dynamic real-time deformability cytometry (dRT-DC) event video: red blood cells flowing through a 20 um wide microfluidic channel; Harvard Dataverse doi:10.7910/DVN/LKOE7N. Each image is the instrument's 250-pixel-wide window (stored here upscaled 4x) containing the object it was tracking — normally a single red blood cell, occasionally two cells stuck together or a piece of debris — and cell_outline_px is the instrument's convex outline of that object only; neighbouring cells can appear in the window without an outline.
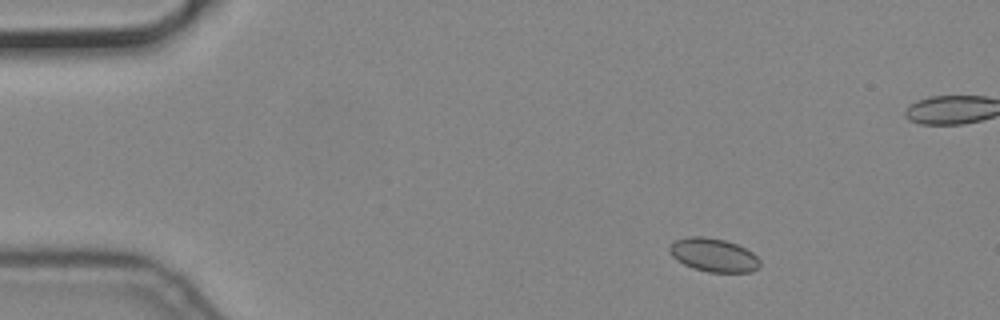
{"species": "common noctule bat (a hibernating species)", "species_latin": "Nyctalus noctula", "temperature_condition": "cold", "stored_images_in_passage": 54, "camera_frame_rate_fps": 3000, "um_per_image_px": 0.085, "animal": {"sex": "male", "body_mass_g": 19.2, "forearm_length_mm": 51.8}, "frame": {"image": 1, "passage_image": 5, "time_ms": 1.333, "image_size_px": [1000, 320], "cell_outline_px": [[760, 268], [752, 272], [708, 272], [692, 268], [684, 264], [672, 256], [668, 248], [676, 240], [688, 236], [704, 236], [724, 240], [736, 244], [752, 252], [760, 260]], "centroid_in_image_um": [60.67, 21.68], "position_along_channel_um": 24.3, "area_um2": 17.63}}
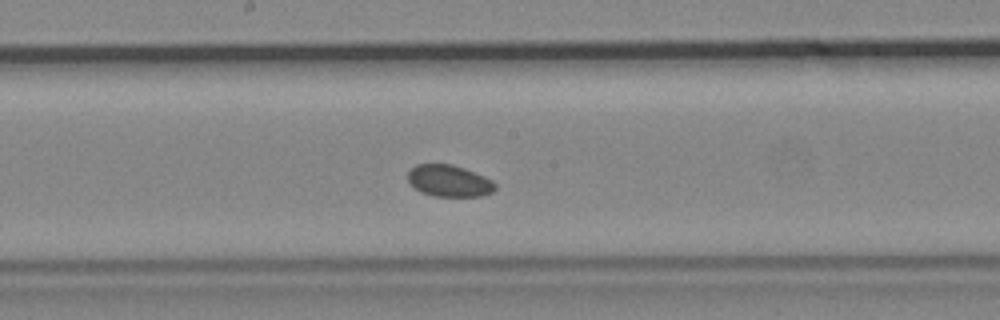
{"frame": {"image": 2, "passage_image": 27, "time_ms": 8.667, "image_size_px": [1000, 320], "cell_outline_px": [[496, 188], [492, 192], [480, 196], [432, 196], [420, 192], [408, 180], [408, 172], [416, 164], [452, 164], [464, 168], [484, 176], [492, 180], [496, 184]], "centroid_in_image_um": [38.18, 15.37], "position_along_channel_um": 210.0, "area_um2": 16.07}}
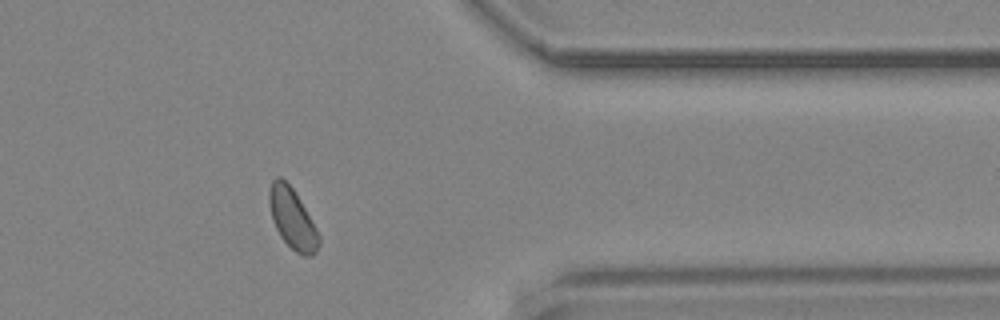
{"frame": {"image": 3, "passage_image": 43, "time_ms": 14.0, "image_size_px": [1000, 320], "cell_outline_px": [[320, 244], [316, 252], [312, 256], [304, 256], [296, 252], [280, 236], [272, 220], [268, 200], [268, 192], [272, 180], [276, 176], [280, 176], [292, 188], [300, 200], [316, 228], [320, 236]], "centroid_in_image_um": [24.84, 18.59], "position_along_channel_um": 386.6, "area_um2": 17.4}}